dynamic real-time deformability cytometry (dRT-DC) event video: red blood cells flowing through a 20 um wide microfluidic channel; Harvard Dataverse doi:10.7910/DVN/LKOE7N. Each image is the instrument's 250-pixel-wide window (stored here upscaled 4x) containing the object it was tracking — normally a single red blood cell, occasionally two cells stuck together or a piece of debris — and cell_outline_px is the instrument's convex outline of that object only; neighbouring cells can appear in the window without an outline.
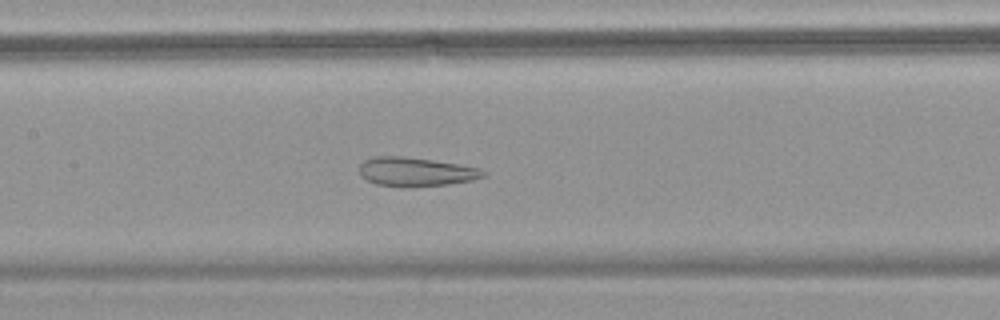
{"species": "common noctule bat (a hibernating species)", "species_latin": "Nyctalus noctula", "temperature_condition": "warm", "stored_images_in_passage": 58, "camera_frame_rate_fps": 3000, "um_per_image_px": 0.085, "animal": {"sex": "female", "body_mass_g": 18.4}, "frame": {"image": 1, "passage_image": 29, "time_ms": 9.333, "image_size_px": [1000, 320], "cell_outline_px": [[488, 172], [484, 176], [472, 180], [448, 184], [412, 188], [404, 188], [376, 184], [360, 176], [360, 164], [364, 160], [376, 156], [400, 156], [432, 160], [460, 164], [480, 168]], "centroid_in_image_um": [35.35, 14.62], "position_along_channel_um": 172.0, "area_um2": 21.15}}
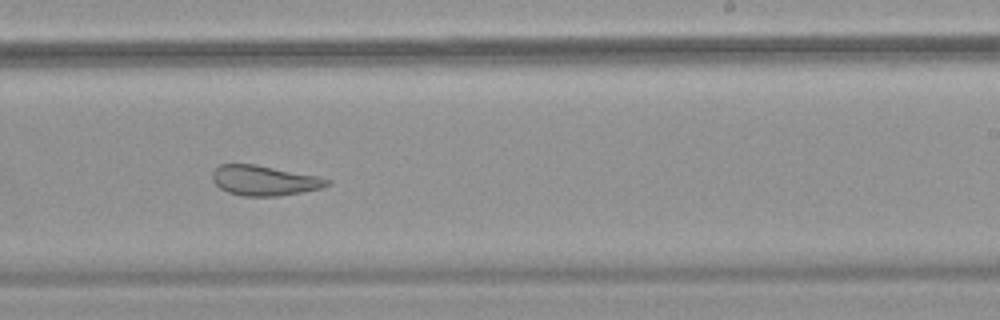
{"frame": {"image": 2, "passage_image": 37, "time_ms": 12.0, "image_size_px": [1000, 320], "cell_outline_px": [[332, 184], [324, 188], [304, 192], [276, 196], [244, 196], [228, 192], [220, 188], [212, 180], [212, 172], [220, 164], [256, 164], [316, 176], [332, 180]], "centroid_in_image_um": [22.5, 15.35], "position_along_channel_um": 266.5, "area_um2": 20.17}}
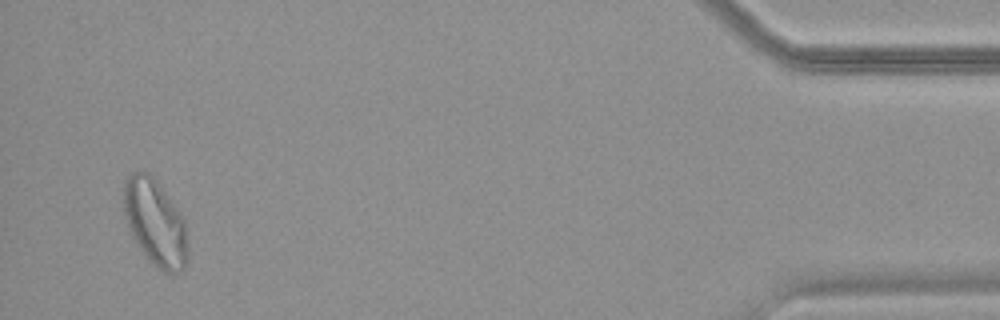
{"frame": {"image": 3, "passage_image": 56, "time_ms": 18.333, "image_size_px": [1000, 320], "cell_outline_px": [[188, 264], [180, 272], [164, 272], [152, 264], [144, 256], [132, 236], [128, 228], [124, 216], [124, 180], [132, 172], [148, 172], [152, 176], [176, 208], [184, 220], [188, 244]], "centroid_in_image_um": [13.19, 18.97], "position_along_channel_um": 422.0, "area_um2": 32.19}, "authors_computed_cell_mechanics": {"area_um2": 28.7266, "velocity_mm_per_s": 3.5616, "shape_relaxation_time_tau1_ms": null, "shape_relaxation_time_tau2_ms": 1.9546, "deformation_change_tau1": null, "deformation_change_tau2": 0.1049}}